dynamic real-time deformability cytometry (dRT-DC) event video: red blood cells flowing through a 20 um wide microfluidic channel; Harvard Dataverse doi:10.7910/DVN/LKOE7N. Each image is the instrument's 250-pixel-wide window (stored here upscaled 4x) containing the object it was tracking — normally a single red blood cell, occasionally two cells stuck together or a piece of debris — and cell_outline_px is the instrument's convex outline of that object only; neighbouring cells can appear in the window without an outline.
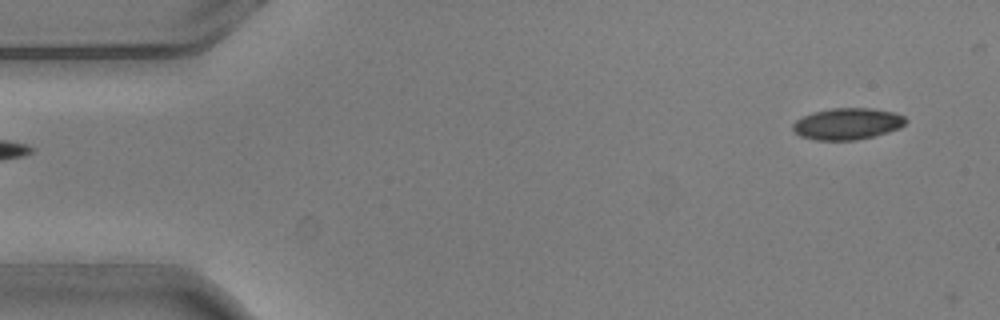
{"species": "common noctule bat (a hibernating species)", "species_latin": "Nyctalus noctula", "temperature_condition": "warm", "stored_images_in_passage": 5, "segment_of_instrument_passage": [2, 2], "camera_frame_rate_fps": 3000, "um_per_image_px": 0.085, "animal": {"sex": "male", "body_mass_g": 20.5, "forearm_length_mm": 52.5}, "frame": {"image": 1, "passage_image": 5, "time_ms": 1.333, "image_size_px": [1000, 320], "cell_outline_px": [[908, 120], [900, 128], [888, 132], [856, 140], [816, 140], [800, 136], [792, 128], [792, 124], [796, 120], [812, 112], [832, 108], [872, 108], [892, 112], [904, 116]], "centroid_in_image_um": [72.03, 10.52], "position_along_channel_um": 13.0, "area_um2": 20.69}}